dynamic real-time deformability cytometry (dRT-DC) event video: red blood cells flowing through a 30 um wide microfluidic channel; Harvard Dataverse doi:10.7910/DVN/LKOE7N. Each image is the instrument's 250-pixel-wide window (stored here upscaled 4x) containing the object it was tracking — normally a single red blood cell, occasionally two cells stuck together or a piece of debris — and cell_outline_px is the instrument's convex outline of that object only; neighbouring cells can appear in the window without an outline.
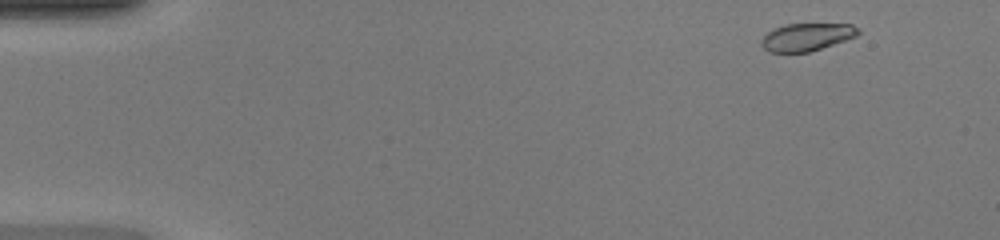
{"species": "common noctule bat (a hibernating species)", "species_latin": "Nyctalus noctula", "temperature_condition": "warm", "stored_images_in_passage": 46, "camera_frame_rate_fps": 3000, "um_per_image_px": 0.085, "animal": {"sex": "female", "body_mass_g": 20.0, "forearm_length_mm": 54.0}, "frame": {"image": 1, "passage_image": 2, "time_ms": 0.333, "image_size_px": [1000, 240], "cell_outline_px": [[860, 32], [856, 36], [808, 52], [768, 52], [760, 44], [760, 40], [768, 32], [784, 24], [852, 24], [860, 28]], "centroid_in_image_um": [68.55, 3.14], "position_along_channel_um": 16.4, "area_um2": 15.43}}
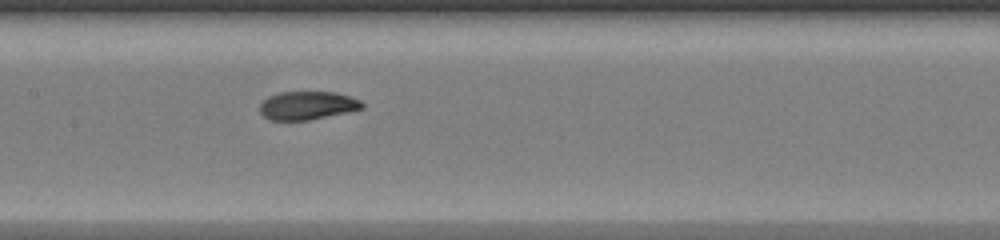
{"frame": {"image": 2, "passage_image": 22, "time_ms": 7.0, "image_size_px": [1000, 240], "cell_outline_px": [[364, 108], [348, 112], [308, 120], [268, 120], [260, 112], [260, 104], [268, 96], [280, 92], [336, 92], [360, 100], [364, 104]], "centroid_in_image_um": [26.12, 8.96], "position_along_channel_um": 181.3, "area_um2": 16.88}}
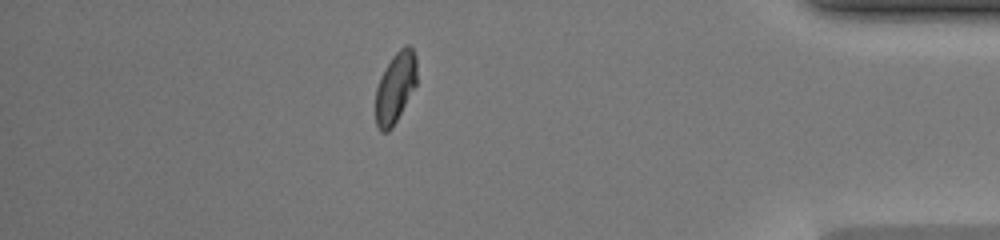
{"frame": {"image": 3, "passage_image": 40, "time_ms": 13.0, "image_size_px": [1000, 240], "cell_outline_px": [[416, 84], [392, 128], [388, 132], [380, 132], [376, 124], [376, 88], [380, 76], [392, 56], [404, 44], [408, 44], [412, 48], [416, 56]], "centroid_in_image_um": [33.59, 7.42], "position_along_channel_um": 401.6, "area_um2": 16.94}, "authors_computed_cell_mechanics": {"area_um2": 17.2822, "velocity_mm_per_s": 4.297, "shape_relaxation_time_tau1_ms": 5.6387, "shape_relaxation_time_tau2_ms": 1.0583, "deformation_change_tau1": 0.1851, "deformation_change_tau2": 0.0477}}